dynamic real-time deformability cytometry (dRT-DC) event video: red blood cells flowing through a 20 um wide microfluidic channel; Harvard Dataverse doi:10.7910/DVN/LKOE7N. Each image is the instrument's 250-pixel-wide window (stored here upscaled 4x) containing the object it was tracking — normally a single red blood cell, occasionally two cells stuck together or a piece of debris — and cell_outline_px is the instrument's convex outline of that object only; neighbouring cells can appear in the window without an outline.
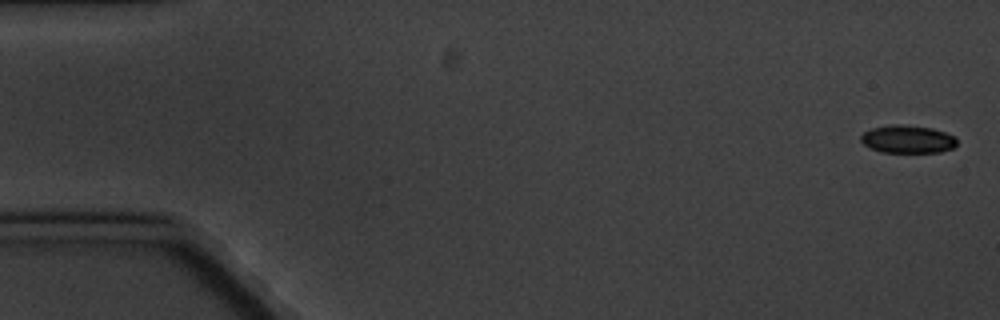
{"species": "common noctule bat (a hibernating species)", "species_latin": "Nyctalus noctula", "temperature_condition": "cold", "stored_images_in_passage": 9, "camera_frame_rate_fps": 3000, "um_per_image_px": 0.085, "animal": {"sex": "male", "body_mass_g": 20.1, "forearm_length_mm": 53.5}, "frame": {"image": 1, "passage_image": 1, "time_ms": 0.0, "image_size_px": [1000, 320], "cell_outline_px": [[956, 144], [952, 148], [940, 152], [880, 152], [864, 144], [860, 140], [860, 136], [864, 132], [872, 128], [932, 128], [956, 136]], "centroid_in_image_um": [77.19, 11.9], "position_along_channel_um": 7.8, "area_um2": 14.57}}
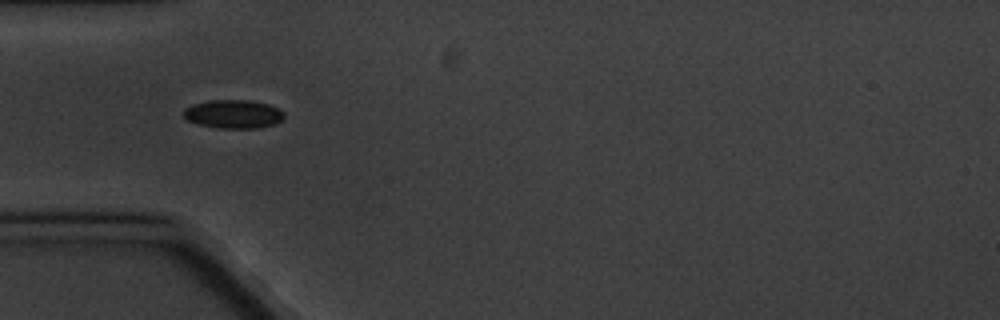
{"frame": {"image": 2, "passage_image": 6, "time_ms": 5.667, "image_size_px": [1000, 320], "cell_outline_px": [[284, 116], [280, 120], [272, 124], [260, 128], [220, 128], [200, 124], [188, 120], [184, 116], [184, 108], [192, 104], [212, 100], [248, 100], [268, 104], [280, 108], [284, 112]], "centroid_in_image_um": [19.85, 9.68], "position_along_channel_um": 65.2, "area_um2": 16.59}}